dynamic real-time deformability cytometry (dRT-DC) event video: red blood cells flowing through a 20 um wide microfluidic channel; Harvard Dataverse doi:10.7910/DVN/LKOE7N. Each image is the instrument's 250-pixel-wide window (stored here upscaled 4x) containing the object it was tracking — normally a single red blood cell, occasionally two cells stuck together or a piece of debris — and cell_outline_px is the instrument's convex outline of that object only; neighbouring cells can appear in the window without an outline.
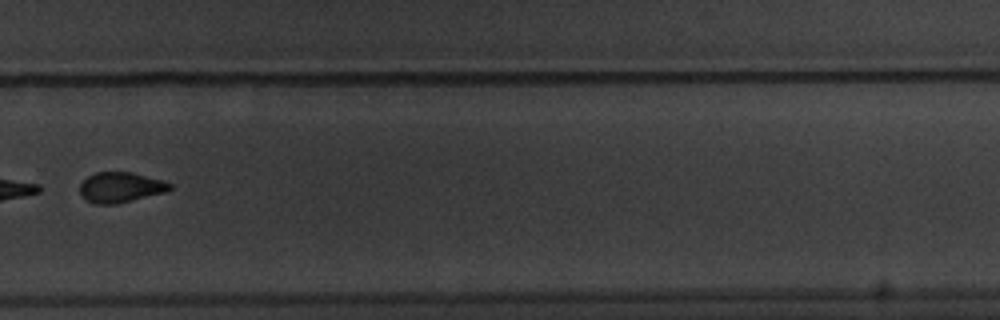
{"species": "common noctule bat (a hibernating species)", "species_latin": "Nyctalus noctula", "temperature_condition": "warm", "stored_images_in_passage": 15, "segment_of_instrument_passage": [2, 2], "camera_frame_rate_fps": 3000, "um_per_image_px": 0.085, "animal": {"sex": "male", "body_mass_g": 20.1, "forearm_length_mm": 53.5}, "frame": {"image": 1, "passage_image": 11, "time_ms": 13.0, "image_size_px": [1000, 320], "cell_outline_px": [[172, 188], [168, 192], [116, 204], [96, 204], [88, 200], [80, 192], [80, 184], [88, 176], [96, 172], [132, 172], [160, 180], [172, 184]], "centroid_in_image_um": [10.27, 15.92], "position_along_channel_um": 319.5, "area_um2": 15.78}}